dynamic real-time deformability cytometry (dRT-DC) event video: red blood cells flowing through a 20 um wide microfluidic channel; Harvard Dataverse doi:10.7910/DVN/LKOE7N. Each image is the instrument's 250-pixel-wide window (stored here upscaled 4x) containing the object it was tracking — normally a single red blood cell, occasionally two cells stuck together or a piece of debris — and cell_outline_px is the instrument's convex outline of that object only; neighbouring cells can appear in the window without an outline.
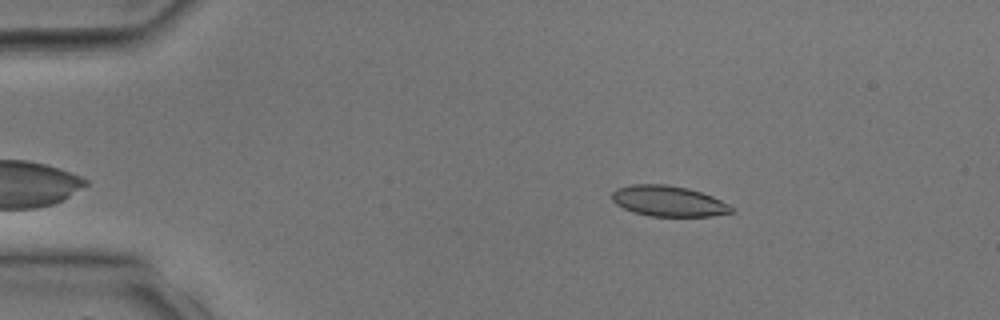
{"species": "common noctule bat (a hibernating species)", "species_latin": "Nyctalus noctula", "temperature_condition": "room temperature", "stored_images_in_passage": 7, "camera_frame_rate_fps": 3000, "um_per_image_px": 0.085, "animal": {"sex": "male", "body_mass_g": 17.9, "forearm_length_mm": 54.2}, "frame": {"image": 1, "passage_image": 2, "time_ms": 0.333, "image_size_px": [1000, 320], "cell_outline_px": [[732, 212], [712, 216], [648, 216], [632, 212], [616, 204], [612, 200], [612, 192], [616, 188], [632, 184], [668, 184], [688, 188], [712, 196], [728, 204], [732, 208]], "centroid_in_image_um": [56.77, 17.09], "position_along_channel_um": 28.2, "area_um2": 21.33}}